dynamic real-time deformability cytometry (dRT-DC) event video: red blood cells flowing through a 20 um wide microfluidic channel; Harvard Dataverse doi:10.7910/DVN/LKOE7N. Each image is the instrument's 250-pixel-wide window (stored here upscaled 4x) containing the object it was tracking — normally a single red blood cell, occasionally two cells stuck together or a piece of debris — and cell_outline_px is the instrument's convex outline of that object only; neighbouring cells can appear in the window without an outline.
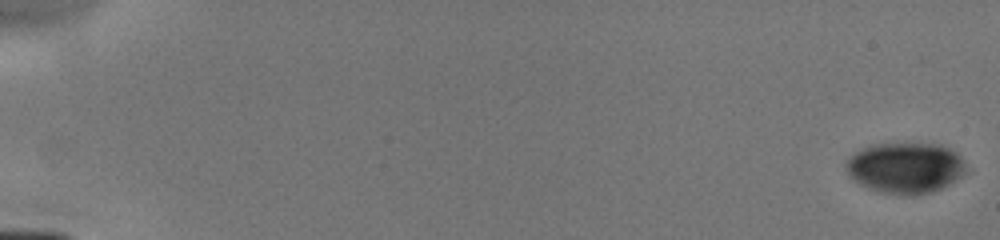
{"species": "human", "species_latin": "Homo sapiens", "temperature_condition": "cold", "stored_images_in_passage": 13, "camera_frame_rate_fps": 3000, "um_per_image_px": 0.085, "donor": {"sex": "male"}, "frame": {"image": 1, "passage_image": 1, "time_ms": 0.0, "image_size_px": [1000, 240], "cell_outline_px": [[968, 172], [956, 180], [932, 192], [912, 196], [900, 196], [880, 192], [868, 188], [860, 184], [848, 176], [844, 164], [848, 156], [872, 144], [940, 144], [956, 152], [964, 160]], "centroid_in_image_um": [76.95, 14.28], "position_along_channel_um": 8.0, "area_um2": 36.01}}
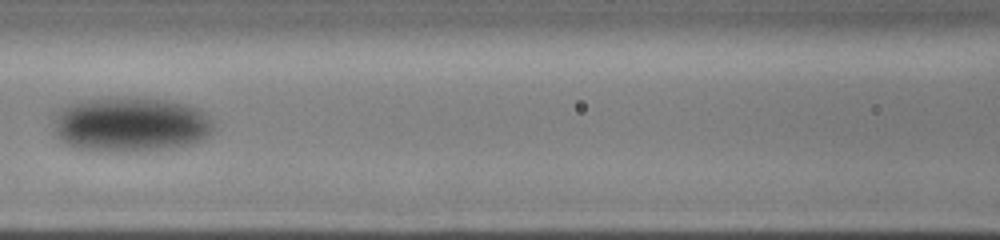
{"frame": {"image": 2, "passage_image": 10, "time_ms": 8.0, "image_size_px": [1000, 240], "cell_outline_px": [[212, 132], [208, 136], [192, 144], [168, 148], [80, 148], [68, 144], [56, 132], [56, 112], [60, 108], [76, 100], [108, 96], [136, 96], [168, 100], [188, 104], [200, 108], [212, 120]], "centroid_in_image_um": [11.16, 10.47], "position_along_channel_um": 155.4, "area_um2": 50.34}}
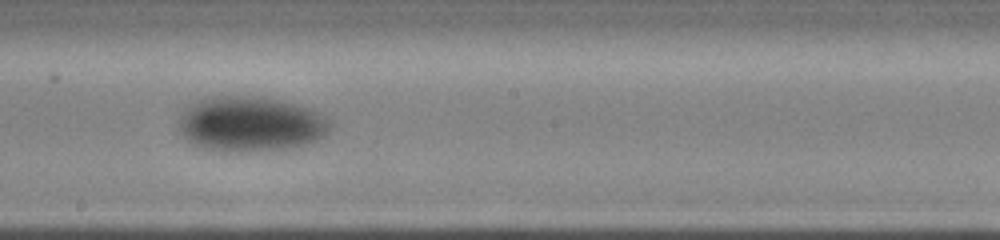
{"frame": {"image": 3, "passage_image": 12, "time_ms": 9.667, "image_size_px": [1000, 240], "cell_outline_px": [[332, 124], [328, 132], [324, 136], [316, 140], [304, 144], [288, 148], [260, 152], [220, 152], [200, 148], [192, 144], [180, 132], [180, 112], [188, 104], [204, 96], [260, 96], [312, 108], [332, 120]], "centroid_in_image_um": [21.27, 10.54], "position_along_channel_um": 226.9, "area_um2": 49.65}}